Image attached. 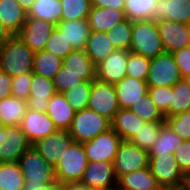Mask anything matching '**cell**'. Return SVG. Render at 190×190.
I'll list each match as a JSON object with an SVG mask.
<instances>
[{
  "instance_id": "obj_37",
  "label": "cell",
  "mask_w": 190,
  "mask_h": 190,
  "mask_svg": "<svg viewBox=\"0 0 190 190\" xmlns=\"http://www.w3.org/2000/svg\"><path fill=\"white\" fill-rule=\"evenodd\" d=\"M129 110L145 122H165L164 115L158 110L149 94L141 97V100L133 104Z\"/></svg>"
},
{
  "instance_id": "obj_24",
  "label": "cell",
  "mask_w": 190,
  "mask_h": 190,
  "mask_svg": "<svg viewBox=\"0 0 190 190\" xmlns=\"http://www.w3.org/2000/svg\"><path fill=\"white\" fill-rule=\"evenodd\" d=\"M56 27L65 36L68 44H70L74 50H85L90 34L87 19L60 21Z\"/></svg>"
},
{
  "instance_id": "obj_45",
  "label": "cell",
  "mask_w": 190,
  "mask_h": 190,
  "mask_svg": "<svg viewBox=\"0 0 190 190\" xmlns=\"http://www.w3.org/2000/svg\"><path fill=\"white\" fill-rule=\"evenodd\" d=\"M32 79L33 72L12 77L11 95L16 98L27 100L30 97Z\"/></svg>"
},
{
  "instance_id": "obj_8",
  "label": "cell",
  "mask_w": 190,
  "mask_h": 190,
  "mask_svg": "<svg viewBox=\"0 0 190 190\" xmlns=\"http://www.w3.org/2000/svg\"><path fill=\"white\" fill-rule=\"evenodd\" d=\"M113 166L117 180L125 174L149 167L148 151L130 141L122 140L114 158Z\"/></svg>"
},
{
  "instance_id": "obj_2",
  "label": "cell",
  "mask_w": 190,
  "mask_h": 190,
  "mask_svg": "<svg viewBox=\"0 0 190 190\" xmlns=\"http://www.w3.org/2000/svg\"><path fill=\"white\" fill-rule=\"evenodd\" d=\"M25 179L23 190H42L56 183L55 169L47 163L33 145H31L18 161Z\"/></svg>"
},
{
  "instance_id": "obj_51",
  "label": "cell",
  "mask_w": 190,
  "mask_h": 190,
  "mask_svg": "<svg viewBox=\"0 0 190 190\" xmlns=\"http://www.w3.org/2000/svg\"><path fill=\"white\" fill-rule=\"evenodd\" d=\"M62 190H98V189L82 184L81 182H71V183L62 184Z\"/></svg>"
},
{
  "instance_id": "obj_55",
  "label": "cell",
  "mask_w": 190,
  "mask_h": 190,
  "mask_svg": "<svg viewBox=\"0 0 190 190\" xmlns=\"http://www.w3.org/2000/svg\"><path fill=\"white\" fill-rule=\"evenodd\" d=\"M154 190H180V189H177V188H174V187H170V186H161V185H159Z\"/></svg>"
},
{
  "instance_id": "obj_12",
  "label": "cell",
  "mask_w": 190,
  "mask_h": 190,
  "mask_svg": "<svg viewBox=\"0 0 190 190\" xmlns=\"http://www.w3.org/2000/svg\"><path fill=\"white\" fill-rule=\"evenodd\" d=\"M68 130H57L33 144L45 161L55 167L74 143Z\"/></svg>"
},
{
  "instance_id": "obj_20",
  "label": "cell",
  "mask_w": 190,
  "mask_h": 190,
  "mask_svg": "<svg viewBox=\"0 0 190 190\" xmlns=\"http://www.w3.org/2000/svg\"><path fill=\"white\" fill-rule=\"evenodd\" d=\"M161 19L190 25V0H158L153 11V21Z\"/></svg>"
},
{
  "instance_id": "obj_3",
  "label": "cell",
  "mask_w": 190,
  "mask_h": 190,
  "mask_svg": "<svg viewBox=\"0 0 190 190\" xmlns=\"http://www.w3.org/2000/svg\"><path fill=\"white\" fill-rule=\"evenodd\" d=\"M130 51L148 59H154L159 54L165 52L156 21L146 20L133 22Z\"/></svg>"
},
{
  "instance_id": "obj_18",
  "label": "cell",
  "mask_w": 190,
  "mask_h": 190,
  "mask_svg": "<svg viewBox=\"0 0 190 190\" xmlns=\"http://www.w3.org/2000/svg\"><path fill=\"white\" fill-rule=\"evenodd\" d=\"M56 93L53 80L33 73L30 97L26 100L27 108L46 113L49 100Z\"/></svg>"
},
{
  "instance_id": "obj_28",
  "label": "cell",
  "mask_w": 190,
  "mask_h": 190,
  "mask_svg": "<svg viewBox=\"0 0 190 190\" xmlns=\"http://www.w3.org/2000/svg\"><path fill=\"white\" fill-rule=\"evenodd\" d=\"M27 111V102L15 96L0 100V123L4 126H19Z\"/></svg>"
},
{
  "instance_id": "obj_17",
  "label": "cell",
  "mask_w": 190,
  "mask_h": 190,
  "mask_svg": "<svg viewBox=\"0 0 190 190\" xmlns=\"http://www.w3.org/2000/svg\"><path fill=\"white\" fill-rule=\"evenodd\" d=\"M129 50L116 49L96 66V79L115 85L126 76Z\"/></svg>"
},
{
  "instance_id": "obj_10",
  "label": "cell",
  "mask_w": 190,
  "mask_h": 190,
  "mask_svg": "<svg viewBox=\"0 0 190 190\" xmlns=\"http://www.w3.org/2000/svg\"><path fill=\"white\" fill-rule=\"evenodd\" d=\"M121 142L122 139L112 128L92 140L83 142L88 162H113Z\"/></svg>"
},
{
  "instance_id": "obj_15",
  "label": "cell",
  "mask_w": 190,
  "mask_h": 190,
  "mask_svg": "<svg viewBox=\"0 0 190 190\" xmlns=\"http://www.w3.org/2000/svg\"><path fill=\"white\" fill-rule=\"evenodd\" d=\"M80 182L98 190H116L117 178L113 162H88Z\"/></svg>"
},
{
  "instance_id": "obj_39",
  "label": "cell",
  "mask_w": 190,
  "mask_h": 190,
  "mask_svg": "<svg viewBox=\"0 0 190 190\" xmlns=\"http://www.w3.org/2000/svg\"><path fill=\"white\" fill-rule=\"evenodd\" d=\"M91 88L92 81H83L79 85L63 93L74 112L81 111L88 107Z\"/></svg>"
},
{
  "instance_id": "obj_59",
  "label": "cell",
  "mask_w": 190,
  "mask_h": 190,
  "mask_svg": "<svg viewBox=\"0 0 190 190\" xmlns=\"http://www.w3.org/2000/svg\"><path fill=\"white\" fill-rule=\"evenodd\" d=\"M187 112H189V113H190V105H189V107H188V109H187Z\"/></svg>"
},
{
  "instance_id": "obj_23",
  "label": "cell",
  "mask_w": 190,
  "mask_h": 190,
  "mask_svg": "<svg viewBox=\"0 0 190 190\" xmlns=\"http://www.w3.org/2000/svg\"><path fill=\"white\" fill-rule=\"evenodd\" d=\"M46 113L57 130H69L75 114L63 93H56L50 98Z\"/></svg>"
},
{
  "instance_id": "obj_53",
  "label": "cell",
  "mask_w": 190,
  "mask_h": 190,
  "mask_svg": "<svg viewBox=\"0 0 190 190\" xmlns=\"http://www.w3.org/2000/svg\"><path fill=\"white\" fill-rule=\"evenodd\" d=\"M11 35L5 30L2 21L0 20V44H2Z\"/></svg>"
},
{
  "instance_id": "obj_42",
  "label": "cell",
  "mask_w": 190,
  "mask_h": 190,
  "mask_svg": "<svg viewBox=\"0 0 190 190\" xmlns=\"http://www.w3.org/2000/svg\"><path fill=\"white\" fill-rule=\"evenodd\" d=\"M44 50L53 53L54 55H57L63 59L68 56L74 49L70 44H68L65 36L56 27L48 39Z\"/></svg>"
},
{
  "instance_id": "obj_48",
  "label": "cell",
  "mask_w": 190,
  "mask_h": 190,
  "mask_svg": "<svg viewBox=\"0 0 190 190\" xmlns=\"http://www.w3.org/2000/svg\"><path fill=\"white\" fill-rule=\"evenodd\" d=\"M182 78L190 74V46L172 53Z\"/></svg>"
},
{
  "instance_id": "obj_57",
  "label": "cell",
  "mask_w": 190,
  "mask_h": 190,
  "mask_svg": "<svg viewBox=\"0 0 190 190\" xmlns=\"http://www.w3.org/2000/svg\"><path fill=\"white\" fill-rule=\"evenodd\" d=\"M5 129V126L0 123V138H1V132Z\"/></svg>"
},
{
  "instance_id": "obj_58",
  "label": "cell",
  "mask_w": 190,
  "mask_h": 190,
  "mask_svg": "<svg viewBox=\"0 0 190 190\" xmlns=\"http://www.w3.org/2000/svg\"><path fill=\"white\" fill-rule=\"evenodd\" d=\"M180 190H190V187L187 185L185 187H182Z\"/></svg>"
},
{
  "instance_id": "obj_1",
  "label": "cell",
  "mask_w": 190,
  "mask_h": 190,
  "mask_svg": "<svg viewBox=\"0 0 190 190\" xmlns=\"http://www.w3.org/2000/svg\"><path fill=\"white\" fill-rule=\"evenodd\" d=\"M35 52L17 35L0 44V70L11 77L33 72Z\"/></svg>"
},
{
  "instance_id": "obj_14",
  "label": "cell",
  "mask_w": 190,
  "mask_h": 190,
  "mask_svg": "<svg viewBox=\"0 0 190 190\" xmlns=\"http://www.w3.org/2000/svg\"><path fill=\"white\" fill-rule=\"evenodd\" d=\"M30 146L20 126H5L0 138V162H18Z\"/></svg>"
},
{
  "instance_id": "obj_49",
  "label": "cell",
  "mask_w": 190,
  "mask_h": 190,
  "mask_svg": "<svg viewBox=\"0 0 190 190\" xmlns=\"http://www.w3.org/2000/svg\"><path fill=\"white\" fill-rule=\"evenodd\" d=\"M12 77L0 70V100L11 96Z\"/></svg>"
},
{
  "instance_id": "obj_25",
  "label": "cell",
  "mask_w": 190,
  "mask_h": 190,
  "mask_svg": "<svg viewBox=\"0 0 190 190\" xmlns=\"http://www.w3.org/2000/svg\"><path fill=\"white\" fill-rule=\"evenodd\" d=\"M145 123L133 111L120 108L111 121V128L122 140L130 141Z\"/></svg>"
},
{
  "instance_id": "obj_54",
  "label": "cell",
  "mask_w": 190,
  "mask_h": 190,
  "mask_svg": "<svg viewBox=\"0 0 190 190\" xmlns=\"http://www.w3.org/2000/svg\"><path fill=\"white\" fill-rule=\"evenodd\" d=\"M42 190H62V185L56 182L44 187Z\"/></svg>"
},
{
  "instance_id": "obj_46",
  "label": "cell",
  "mask_w": 190,
  "mask_h": 190,
  "mask_svg": "<svg viewBox=\"0 0 190 190\" xmlns=\"http://www.w3.org/2000/svg\"><path fill=\"white\" fill-rule=\"evenodd\" d=\"M148 94L155 103L158 110L164 114L170 105V98L172 94V87H153L148 88Z\"/></svg>"
},
{
  "instance_id": "obj_16",
  "label": "cell",
  "mask_w": 190,
  "mask_h": 190,
  "mask_svg": "<svg viewBox=\"0 0 190 190\" xmlns=\"http://www.w3.org/2000/svg\"><path fill=\"white\" fill-rule=\"evenodd\" d=\"M19 126L31 145L57 131L47 113L28 108Z\"/></svg>"
},
{
  "instance_id": "obj_38",
  "label": "cell",
  "mask_w": 190,
  "mask_h": 190,
  "mask_svg": "<svg viewBox=\"0 0 190 190\" xmlns=\"http://www.w3.org/2000/svg\"><path fill=\"white\" fill-rule=\"evenodd\" d=\"M62 4L61 21L86 20L91 10L90 0H60Z\"/></svg>"
},
{
  "instance_id": "obj_4",
  "label": "cell",
  "mask_w": 190,
  "mask_h": 190,
  "mask_svg": "<svg viewBox=\"0 0 190 190\" xmlns=\"http://www.w3.org/2000/svg\"><path fill=\"white\" fill-rule=\"evenodd\" d=\"M111 121L88 108L77 111L68 130L75 142H86L108 131Z\"/></svg>"
},
{
  "instance_id": "obj_21",
  "label": "cell",
  "mask_w": 190,
  "mask_h": 190,
  "mask_svg": "<svg viewBox=\"0 0 190 190\" xmlns=\"http://www.w3.org/2000/svg\"><path fill=\"white\" fill-rule=\"evenodd\" d=\"M127 19L124 9L91 7L88 14V25L90 31L108 32L113 27Z\"/></svg>"
},
{
  "instance_id": "obj_31",
  "label": "cell",
  "mask_w": 190,
  "mask_h": 190,
  "mask_svg": "<svg viewBox=\"0 0 190 190\" xmlns=\"http://www.w3.org/2000/svg\"><path fill=\"white\" fill-rule=\"evenodd\" d=\"M62 4L60 0H36L27 16L42 19L57 25L61 21Z\"/></svg>"
},
{
  "instance_id": "obj_26",
  "label": "cell",
  "mask_w": 190,
  "mask_h": 190,
  "mask_svg": "<svg viewBox=\"0 0 190 190\" xmlns=\"http://www.w3.org/2000/svg\"><path fill=\"white\" fill-rule=\"evenodd\" d=\"M62 67L72 74H82L83 81L96 78V66L87 56L85 50H73L63 58Z\"/></svg>"
},
{
  "instance_id": "obj_36",
  "label": "cell",
  "mask_w": 190,
  "mask_h": 190,
  "mask_svg": "<svg viewBox=\"0 0 190 190\" xmlns=\"http://www.w3.org/2000/svg\"><path fill=\"white\" fill-rule=\"evenodd\" d=\"M133 22L125 19L107 32L108 38L115 49L130 50Z\"/></svg>"
},
{
  "instance_id": "obj_13",
  "label": "cell",
  "mask_w": 190,
  "mask_h": 190,
  "mask_svg": "<svg viewBox=\"0 0 190 190\" xmlns=\"http://www.w3.org/2000/svg\"><path fill=\"white\" fill-rule=\"evenodd\" d=\"M56 25L52 22L27 17L22 29L17 34L32 51L44 50Z\"/></svg>"
},
{
  "instance_id": "obj_9",
  "label": "cell",
  "mask_w": 190,
  "mask_h": 190,
  "mask_svg": "<svg viewBox=\"0 0 190 190\" xmlns=\"http://www.w3.org/2000/svg\"><path fill=\"white\" fill-rule=\"evenodd\" d=\"M87 108L112 121L120 109L115 86L96 78L92 80Z\"/></svg>"
},
{
  "instance_id": "obj_43",
  "label": "cell",
  "mask_w": 190,
  "mask_h": 190,
  "mask_svg": "<svg viewBox=\"0 0 190 190\" xmlns=\"http://www.w3.org/2000/svg\"><path fill=\"white\" fill-rule=\"evenodd\" d=\"M57 93H64L83 82L82 74H72L61 67L53 78Z\"/></svg>"
},
{
  "instance_id": "obj_56",
  "label": "cell",
  "mask_w": 190,
  "mask_h": 190,
  "mask_svg": "<svg viewBox=\"0 0 190 190\" xmlns=\"http://www.w3.org/2000/svg\"><path fill=\"white\" fill-rule=\"evenodd\" d=\"M182 79L190 86V74L184 76Z\"/></svg>"
},
{
  "instance_id": "obj_5",
  "label": "cell",
  "mask_w": 190,
  "mask_h": 190,
  "mask_svg": "<svg viewBox=\"0 0 190 190\" xmlns=\"http://www.w3.org/2000/svg\"><path fill=\"white\" fill-rule=\"evenodd\" d=\"M87 164L83 143L74 142L54 167L56 181L61 185L80 182Z\"/></svg>"
},
{
  "instance_id": "obj_19",
  "label": "cell",
  "mask_w": 190,
  "mask_h": 190,
  "mask_svg": "<svg viewBox=\"0 0 190 190\" xmlns=\"http://www.w3.org/2000/svg\"><path fill=\"white\" fill-rule=\"evenodd\" d=\"M114 86L119 107L122 109H129L133 104L140 101L141 97L148 94L146 81H140L129 76H125Z\"/></svg>"
},
{
  "instance_id": "obj_27",
  "label": "cell",
  "mask_w": 190,
  "mask_h": 190,
  "mask_svg": "<svg viewBox=\"0 0 190 190\" xmlns=\"http://www.w3.org/2000/svg\"><path fill=\"white\" fill-rule=\"evenodd\" d=\"M159 186L149 167L125 174L117 180L116 190H154Z\"/></svg>"
},
{
  "instance_id": "obj_7",
  "label": "cell",
  "mask_w": 190,
  "mask_h": 190,
  "mask_svg": "<svg viewBox=\"0 0 190 190\" xmlns=\"http://www.w3.org/2000/svg\"><path fill=\"white\" fill-rule=\"evenodd\" d=\"M181 79L179 68L171 53L164 52L151 59L146 79L148 88L173 87Z\"/></svg>"
},
{
  "instance_id": "obj_47",
  "label": "cell",
  "mask_w": 190,
  "mask_h": 190,
  "mask_svg": "<svg viewBox=\"0 0 190 190\" xmlns=\"http://www.w3.org/2000/svg\"><path fill=\"white\" fill-rule=\"evenodd\" d=\"M179 168L190 177V140H183L180 147L173 153Z\"/></svg>"
},
{
  "instance_id": "obj_11",
  "label": "cell",
  "mask_w": 190,
  "mask_h": 190,
  "mask_svg": "<svg viewBox=\"0 0 190 190\" xmlns=\"http://www.w3.org/2000/svg\"><path fill=\"white\" fill-rule=\"evenodd\" d=\"M156 25L165 52L172 54L190 46L189 24L161 19Z\"/></svg>"
},
{
  "instance_id": "obj_41",
  "label": "cell",
  "mask_w": 190,
  "mask_h": 190,
  "mask_svg": "<svg viewBox=\"0 0 190 190\" xmlns=\"http://www.w3.org/2000/svg\"><path fill=\"white\" fill-rule=\"evenodd\" d=\"M150 61L151 59L129 50L126 76L146 81L150 69Z\"/></svg>"
},
{
  "instance_id": "obj_34",
  "label": "cell",
  "mask_w": 190,
  "mask_h": 190,
  "mask_svg": "<svg viewBox=\"0 0 190 190\" xmlns=\"http://www.w3.org/2000/svg\"><path fill=\"white\" fill-rule=\"evenodd\" d=\"M170 105L163 114L165 118L186 112L190 105V86L183 80H179L172 87Z\"/></svg>"
},
{
  "instance_id": "obj_6",
  "label": "cell",
  "mask_w": 190,
  "mask_h": 190,
  "mask_svg": "<svg viewBox=\"0 0 190 190\" xmlns=\"http://www.w3.org/2000/svg\"><path fill=\"white\" fill-rule=\"evenodd\" d=\"M149 168L161 186L181 189L188 185L189 178L179 168L173 153L149 156Z\"/></svg>"
},
{
  "instance_id": "obj_50",
  "label": "cell",
  "mask_w": 190,
  "mask_h": 190,
  "mask_svg": "<svg viewBox=\"0 0 190 190\" xmlns=\"http://www.w3.org/2000/svg\"><path fill=\"white\" fill-rule=\"evenodd\" d=\"M90 2L94 7L124 9V0H90Z\"/></svg>"
},
{
  "instance_id": "obj_52",
  "label": "cell",
  "mask_w": 190,
  "mask_h": 190,
  "mask_svg": "<svg viewBox=\"0 0 190 190\" xmlns=\"http://www.w3.org/2000/svg\"><path fill=\"white\" fill-rule=\"evenodd\" d=\"M19 5L26 11L28 12L29 9L31 8L32 4L36 1V0H16Z\"/></svg>"
},
{
  "instance_id": "obj_40",
  "label": "cell",
  "mask_w": 190,
  "mask_h": 190,
  "mask_svg": "<svg viewBox=\"0 0 190 190\" xmlns=\"http://www.w3.org/2000/svg\"><path fill=\"white\" fill-rule=\"evenodd\" d=\"M163 123L164 122H146L130 142L149 152L154 145Z\"/></svg>"
},
{
  "instance_id": "obj_33",
  "label": "cell",
  "mask_w": 190,
  "mask_h": 190,
  "mask_svg": "<svg viewBox=\"0 0 190 190\" xmlns=\"http://www.w3.org/2000/svg\"><path fill=\"white\" fill-rule=\"evenodd\" d=\"M24 183L18 162H0V190H23Z\"/></svg>"
},
{
  "instance_id": "obj_35",
  "label": "cell",
  "mask_w": 190,
  "mask_h": 190,
  "mask_svg": "<svg viewBox=\"0 0 190 190\" xmlns=\"http://www.w3.org/2000/svg\"><path fill=\"white\" fill-rule=\"evenodd\" d=\"M156 3L158 0H124L126 18L131 22L153 20Z\"/></svg>"
},
{
  "instance_id": "obj_30",
  "label": "cell",
  "mask_w": 190,
  "mask_h": 190,
  "mask_svg": "<svg viewBox=\"0 0 190 190\" xmlns=\"http://www.w3.org/2000/svg\"><path fill=\"white\" fill-rule=\"evenodd\" d=\"M183 142L178 135L174 133L169 124L165 121L154 142L153 147L149 150V156H158L159 154L174 153Z\"/></svg>"
},
{
  "instance_id": "obj_22",
  "label": "cell",
  "mask_w": 190,
  "mask_h": 190,
  "mask_svg": "<svg viewBox=\"0 0 190 190\" xmlns=\"http://www.w3.org/2000/svg\"><path fill=\"white\" fill-rule=\"evenodd\" d=\"M27 17V12L16 0H0V20L11 36L19 33Z\"/></svg>"
},
{
  "instance_id": "obj_29",
  "label": "cell",
  "mask_w": 190,
  "mask_h": 190,
  "mask_svg": "<svg viewBox=\"0 0 190 190\" xmlns=\"http://www.w3.org/2000/svg\"><path fill=\"white\" fill-rule=\"evenodd\" d=\"M116 50L108 38L107 32L90 31L85 52L95 66Z\"/></svg>"
},
{
  "instance_id": "obj_32",
  "label": "cell",
  "mask_w": 190,
  "mask_h": 190,
  "mask_svg": "<svg viewBox=\"0 0 190 190\" xmlns=\"http://www.w3.org/2000/svg\"><path fill=\"white\" fill-rule=\"evenodd\" d=\"M62 58L46 50L35 52L33 73L53 80L62 67Z\"/></svg>"
},
{
  "instance_id": "obj_44",
  "label": "cell",
  "mask_w": 190,
  "mask_h": 190,
  "mask_svg": "<svg viewBox=\"0 0 190 190\" xmlns=\"http://www.w3.org/2000/svg\"><path fill=\"white\" fill-rule=\"evenodd\" d=\"M174 133L183 140H190V113L183 112L165 118Z\"/></svg>"
}]
</instances>
